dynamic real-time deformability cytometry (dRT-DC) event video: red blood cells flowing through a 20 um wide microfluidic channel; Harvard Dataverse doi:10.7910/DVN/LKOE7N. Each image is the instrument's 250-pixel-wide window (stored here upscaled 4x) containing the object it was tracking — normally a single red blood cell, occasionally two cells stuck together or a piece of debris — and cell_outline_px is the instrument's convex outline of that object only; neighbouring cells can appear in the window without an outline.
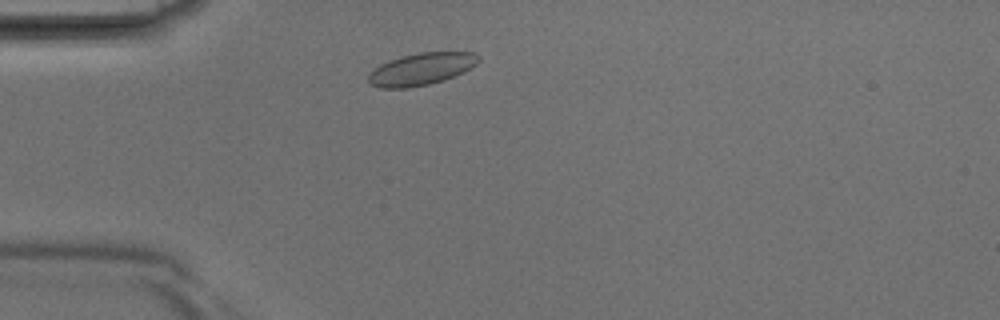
{"species": "Egyptian fruit bat (a non-hibernating species)", "species_latin": "Rousettus aegyptiacus", "temperature_condition": "room temperature", "stored_images_in_passage": 33, "camera_frame_rate_fps": 3000, "um_per_image_px": 0.085, "animal": {"sex": "male"}, "frame": {"image": 1, "passage_image": 3, "time_ms": 0.667, "image_size_px": [1000, 320], "cell_outline_px": [[480, 60], [476, 64], [464, 72], [444, 80], [428, 84], [408, 88], [380, 88], [368, 84], [368, 76], [372, 68], [380, 64], [404, 56], [420, 52], [472, 52], [480, 56]], "centroid_in_image_um": [35.79, 5.88], "position_along_channel_um": 49.2, "area_um2": 20.63}}
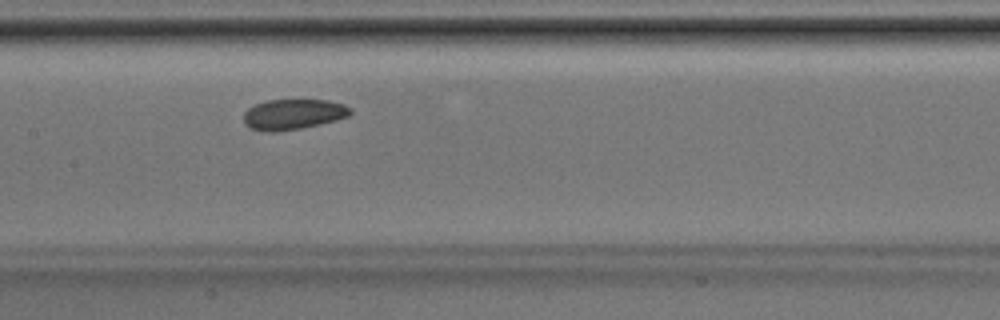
{"frame": {"image": 2, "passage_image": 12, "time_ms": 3.667, "image_size_px": [1000, 320], "cell_outline_px": [[352, 112], [348, 116], [336, 120], [320, 124], [300, 128], [276, 132], [264, 132], [252, 128], [244, 124], [244, 112], [248, 108], [256, 104], [268, 100], [328, 100], [344, 104], [352, 108]], "centroid_in_image_um": [24.93, 9.71], "position_along_channel_um": 182.5, "area_um2": 18.96}}
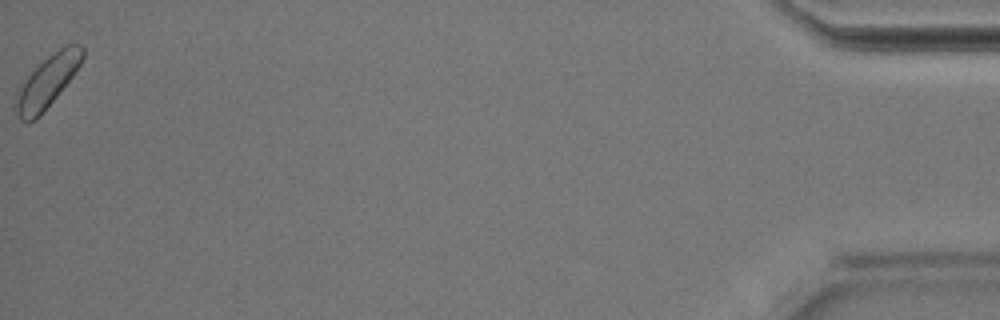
{"frame": {"image": 3, "passage_image": 33, "time_ms": 10.667, "image_size_px": [1000, 320], "cell_outline_px": [[84, 56], [80, 64], [72, 76], [40, 116], [32, 120], [20, 120], [16, 112], [16, 104], [20, 88], [24, 80], [52, 52], [64, 44], [84, 44]], "centroid_in_image_um": [4.08, 6.87], "position_along_channel_um": 431.1, "area_um2": 19.48}}